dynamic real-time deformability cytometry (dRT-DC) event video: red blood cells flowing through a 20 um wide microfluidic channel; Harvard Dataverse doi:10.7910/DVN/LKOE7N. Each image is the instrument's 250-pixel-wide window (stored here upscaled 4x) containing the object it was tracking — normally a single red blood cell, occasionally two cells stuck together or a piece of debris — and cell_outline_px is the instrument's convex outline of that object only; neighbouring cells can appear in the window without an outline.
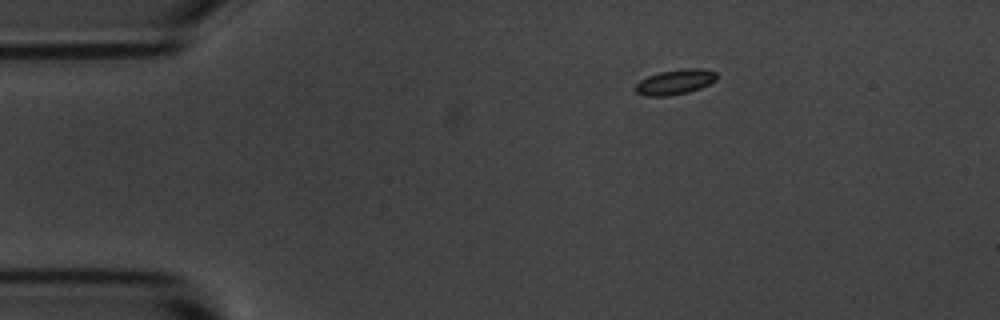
{"species": "common noctule bat (a hibernating species)", "species_latin": "Nyctalus noctula", "temperature_condition": "room temperature", "stored_images_in_passage": 3, "camera_frame_rate_fps": 3000, "um_per_image_px": 0.085, "animal": {"sex": "male", "body_mass_g": 20.1, "forearm_length_mm": 53.5}, "frame": {"image": 1, "passage_image": 1, "time_ms": 0.0, "image_size_px": [1000, 320], "cell_outline_px": [[716, 80], [700, 88], [688, 92], [668, 96], [644, 96], [636, 92], [632, 88], [640, 80], [648, 76], [660, 72], [684, 68], [704, 68], [716, 72]], "centroid_in_image_um": [57.35, 6.97], "position_along_channel_um": 27.6, "area_um2": 11.96}}
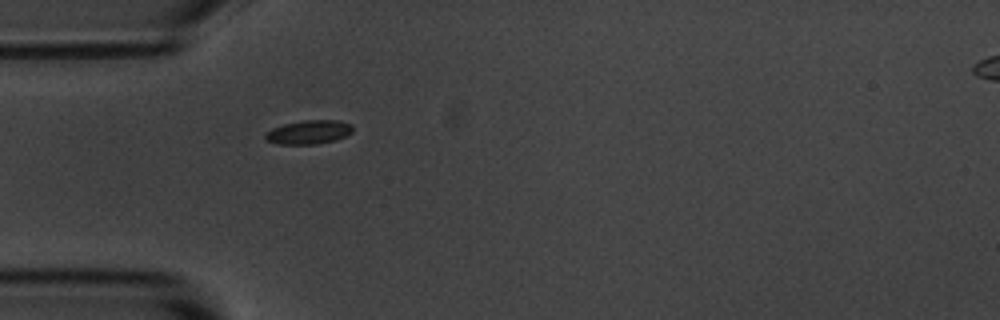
{"frame": {"image": 2, "passage_image": 3, "time_ms": 2.333, "image_size_px": [1000, 320], "cell_outline_px": [[352, 132], [336, 140], [316, 144], [280, 144], [264, 140], [264, 136], [272, 128], [284, 124], [304, 120], [336, 120], [352, 124]], "centroid_in_image_um": [26.24, 11.23], "position_along_channel_um": 58.8, "area_um2": 12.08}}